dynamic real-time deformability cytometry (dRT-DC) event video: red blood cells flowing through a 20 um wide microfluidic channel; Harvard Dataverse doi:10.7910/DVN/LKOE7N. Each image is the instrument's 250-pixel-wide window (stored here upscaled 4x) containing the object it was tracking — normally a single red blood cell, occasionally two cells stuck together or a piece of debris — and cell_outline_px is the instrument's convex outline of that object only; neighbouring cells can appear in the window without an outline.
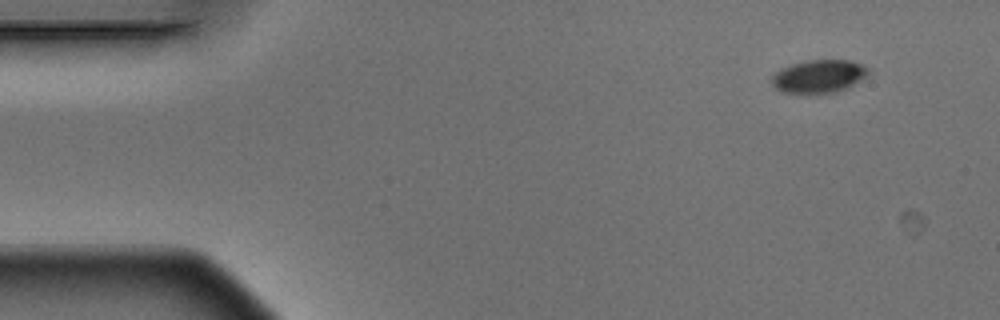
{"species": "Egyptian fruit bat (a non-hibernating species)", "species_latin": "Rousettus aegyptiacus", "temperature_condition": "warm", "stored_images_in_passage": 4, "camera_frame_rate_fps": 3000, "um_per_image_px": 0.085, "animal": {"sex": "male"}, "frame": {"image": 1, "passage_image": 1, "time_ms": 0.0, "image_size_px": [1000, 320], "cell_outline_px": [[872, 72], [848, 88], [836, 92], [784, 92], [776, 88], [772, 84], [772, 76], [776, 72], [792, 64], [808, 60], [848, 60], [864, 64], [872, 68]], "centroid_in_image_um": [69.69, 6.46], "position_along_channel_um": 15.3, "area_um2": 18.44}}
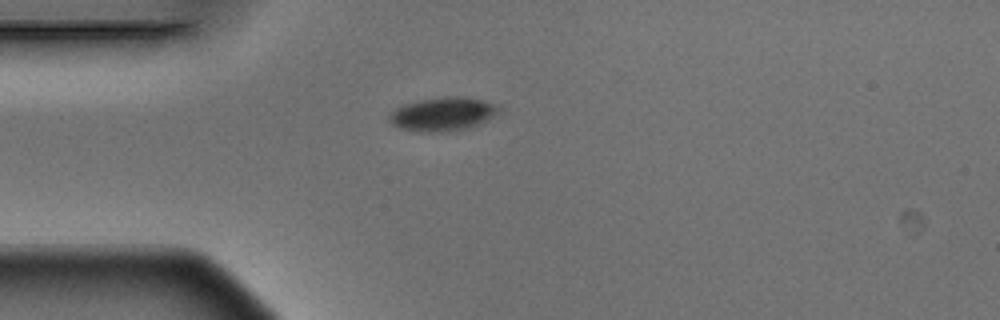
{"frame": {"image": 2, "passage_image": 4, "time_ms": 1.0, "image_size_px": [1000, 320], "cell_outline_px": [[504, 112], [488, 120], [468, 128], [440, 132], [428, 132], [400, 128], [392, 124], [388, 120], [388, 116], [396, 108], [404, 104], [420, 100], [444, 96], [464, 96], [484, 100], [500, 104]], "centroid_in_image_um": [37.74, 9.67], "position_along_channel_um": 47.3, "area_um2": 21.85}}